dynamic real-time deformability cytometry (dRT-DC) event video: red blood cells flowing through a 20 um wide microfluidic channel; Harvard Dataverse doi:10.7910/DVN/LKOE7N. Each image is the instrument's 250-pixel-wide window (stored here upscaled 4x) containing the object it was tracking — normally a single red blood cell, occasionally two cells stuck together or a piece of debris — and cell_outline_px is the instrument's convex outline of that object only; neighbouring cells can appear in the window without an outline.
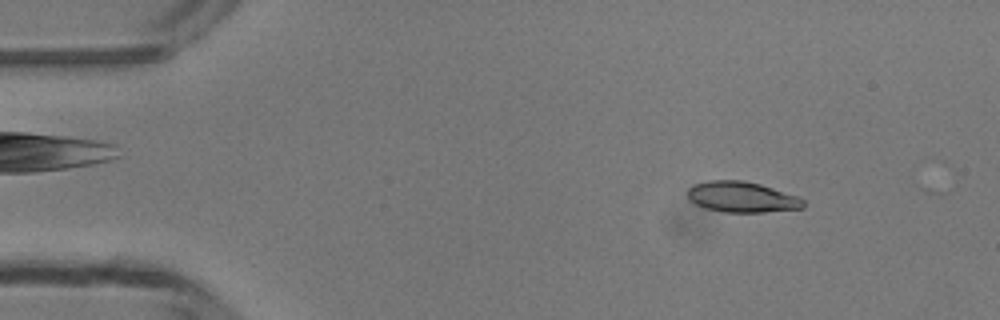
{"species": "common noctule bat (a hibernating species)", "species_latin": "Nyctalus noctula", "temperature_condition": "room temperature", "stored_images_in_passage": 9, "camera_frame_rate_fps": 3000, "um_per_image_px": 0.085, "animal": {"sex": "male", "body_mass_g": 13.3}, "frame": {"image": 1, "passage_image": 5, "time_ms": 1.333, "image_size_px": [1000, 320], "cell_outline_px": [[804, 208], [764, 212], [724, 212], [704, 208], [696, 204], [688, 196], [688, 188], [692, 184], [708, 180], [744, 180], [760, 184], [800, 196], [804, 200]], "centroid_in_image_um": [63.08, 16.74], "position_along_channel_um": 21.9, "area_um2": 20.87}}